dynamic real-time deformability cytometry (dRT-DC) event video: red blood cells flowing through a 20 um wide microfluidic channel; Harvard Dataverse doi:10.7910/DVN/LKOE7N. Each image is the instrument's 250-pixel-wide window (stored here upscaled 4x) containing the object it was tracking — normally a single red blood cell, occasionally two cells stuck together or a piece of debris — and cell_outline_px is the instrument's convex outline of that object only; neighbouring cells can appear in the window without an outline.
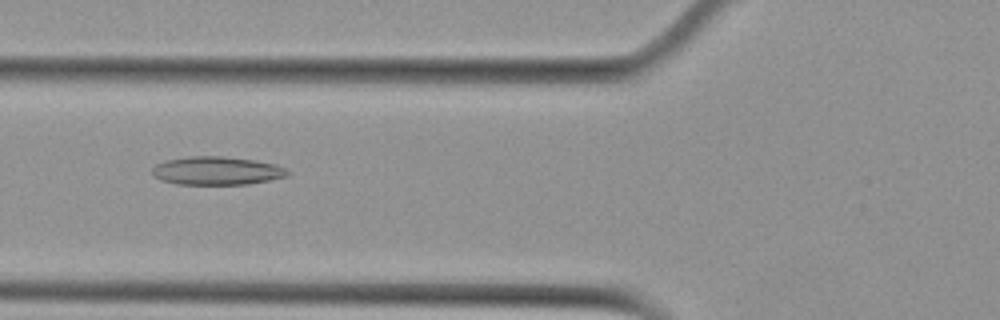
{"species": "Egyptian fruit bat (a non-hibernating species)", "species_latin": "Rousettus aegyptiacus", "temperature_condition": "cold", "stored_images_in_passage": 53, "camera_frame_rate_fps": 3000, "um_per_image_px": 0.085, "animal": {"sex": "female"}, "frame": {"image": 1, "passage_image": 20, "time_ms": 6.333, "image_size_px": [1000, 320], "cell_outline_px": [[292, 172], [288, 176], [248, 184], [176, 184], [160, 180], [152, 176], [152, 168], [156, 164], [168, 160], [188, 156], [224, 156], [256, 160], [276, 164], [288, 168]], "centroid_in_image_um": [18.46, 14.51], "position_along_channel_um": 107.3, "area_um2": 22.6}}
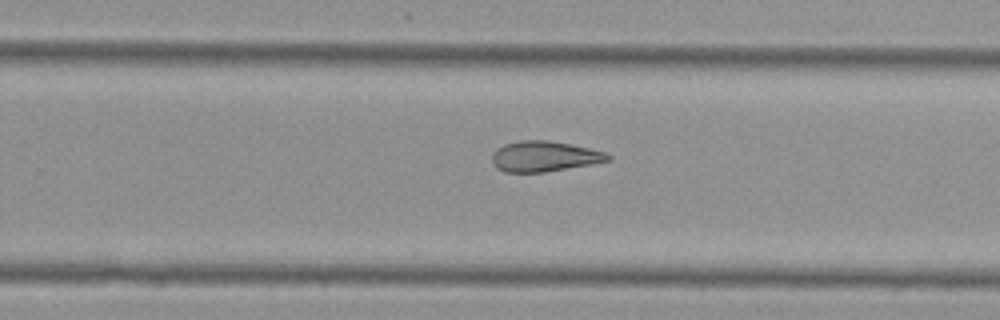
{"frame": {"image": 2, "passage_image": 34, "time_ms": 11.0, "image_size_px": [1000, 320], "cell_outline_px": [[612, 160], [592, 164], [544, 172], [504, 172], [496, 168], [492, 164], [492, 152], [496, 148], [504, 144], [520, 140], [548, 140], [572, 144], [604, 152], [612, 156]], "centroid_in_image_um": [46.24, 13.29], "position_along_channel_um": 283.6, "area_um2": 20.75}}
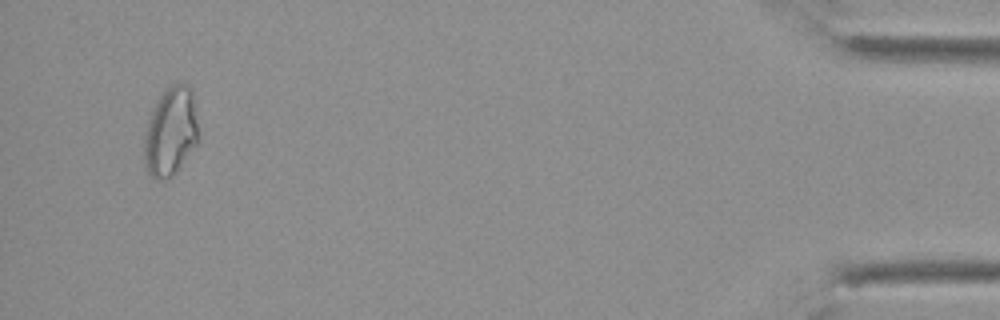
{"frame": {"image": 3, "passage_image": 51, "time_ms": 16.667, "image_size_px": [1000, 320], "cell_outline_px": [[200, 140], [172, 176], [164, 180], [156, 180], [148, 172], [144, 164], [144, 136], [148, 120], [152, 108], [156, 100], [176, 80], [180, 80], [188, 84], [192, 88]], "centroid_in_image_um": [14.52, 11.15], "position_along_channel_um": 420.7, "area_um2": 28.55}, "authors_computed_cell_mechanics": {"area_um2": 24.6806, "velocity_mm_per_s": 3.7847, "shape_relaxation_time_tau1_ms": null, "shape_relaxation_time_tau2_ms": 5.3945, "deformation_change_tau1": null, "deformation_change_tau2": 0.1424}}